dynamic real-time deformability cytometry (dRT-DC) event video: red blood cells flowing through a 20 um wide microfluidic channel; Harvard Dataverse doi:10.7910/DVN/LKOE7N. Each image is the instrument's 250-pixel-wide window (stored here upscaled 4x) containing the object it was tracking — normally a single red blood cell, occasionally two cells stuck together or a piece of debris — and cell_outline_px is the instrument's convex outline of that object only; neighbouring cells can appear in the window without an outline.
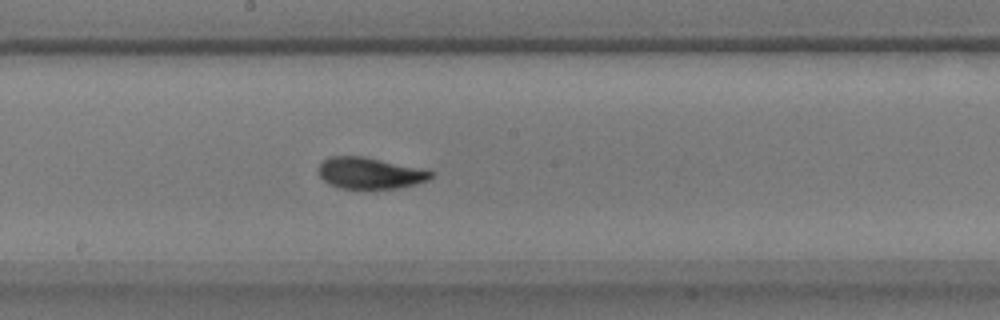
{"species": "common noctule bat (a hibernating species)", "species_latin": "Nyctalus noctula", "temperature_condition": "warm", "stored_images_in_passage": 41, "camera_frame_rate_fps": 3000, "um_per_image_px": 0.085, "animal": {"sex": "male", "body_mass_g": 17.9}, "frame": {"image": 1, "passage_image": 29, "time_ms": 9.333, "image_size_px": [1000, 320], "cell_outline_px": [[436, 172], [428, 180], [416, 184], [400, 188], [340, 188], [328, 184], [316, 172], [320, 164], [328, 156], [364, 156], [424, 168]], "centroid_in_image_um": [31.46, 14.7], "position_along_channel_um": 216.7, "area_um2": 20.87}}
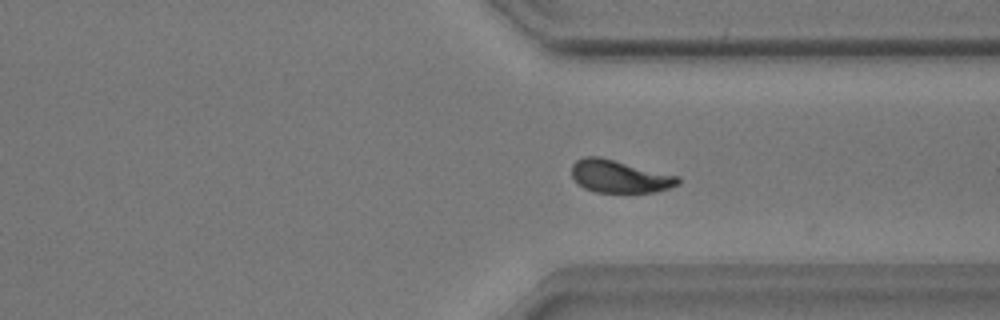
{"frame": {"image": 2, "passage_image": 40, "time_ms": 13.0, "image_size_px": [1000, 320], "cell_outline_px": [[680, 184], [656, 192], [596, 192], [584, 188], [572, 176], [572, 164], [576, 160], [584, 156], [600, 156], [680, 176]], "centroid_in_image_um": [52.68, 14.98], "position_along_channel_um": 358.7, "area_um2": 20.29}}